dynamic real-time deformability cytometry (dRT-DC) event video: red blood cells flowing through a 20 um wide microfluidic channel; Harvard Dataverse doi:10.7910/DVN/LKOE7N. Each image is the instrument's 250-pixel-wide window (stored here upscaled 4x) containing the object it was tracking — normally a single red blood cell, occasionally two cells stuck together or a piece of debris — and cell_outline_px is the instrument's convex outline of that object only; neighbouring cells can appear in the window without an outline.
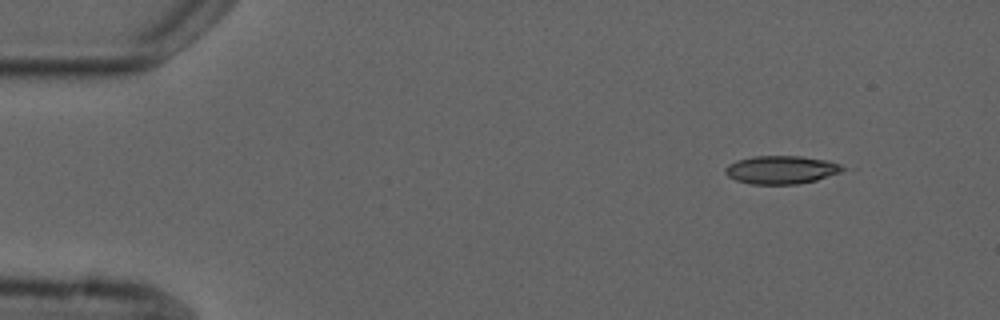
{"species": "common noctule bat (a hibernating species)", "species_latin": "Nyctalus noctula", "temperature_condition": "cold", "stored_images_in_passage": 3, "camera_frame_rate_fps": 3000, "um_per_image_px": 0.085, "animal": {"sex": "male", "forearm_length_mm": 52.5}, "frame": {"image": 1, "passage_image": 1, "time_ms": 0.0, "image_size_px": [1000, 320], "cell_outline_px": [[848, 168], [840, 172], [816, 180], [796, 184], [752, 184], [736, 180], [728, 176], [724, 172], [724, 168], [728, 164], [736, 160], [752, 156], [800, 156], [828, 160], [840, 164]], "centroid_in_image_um": [66.4, 14.42], "position_along_channel_um": 18.6, "area_um2": 19.36}}